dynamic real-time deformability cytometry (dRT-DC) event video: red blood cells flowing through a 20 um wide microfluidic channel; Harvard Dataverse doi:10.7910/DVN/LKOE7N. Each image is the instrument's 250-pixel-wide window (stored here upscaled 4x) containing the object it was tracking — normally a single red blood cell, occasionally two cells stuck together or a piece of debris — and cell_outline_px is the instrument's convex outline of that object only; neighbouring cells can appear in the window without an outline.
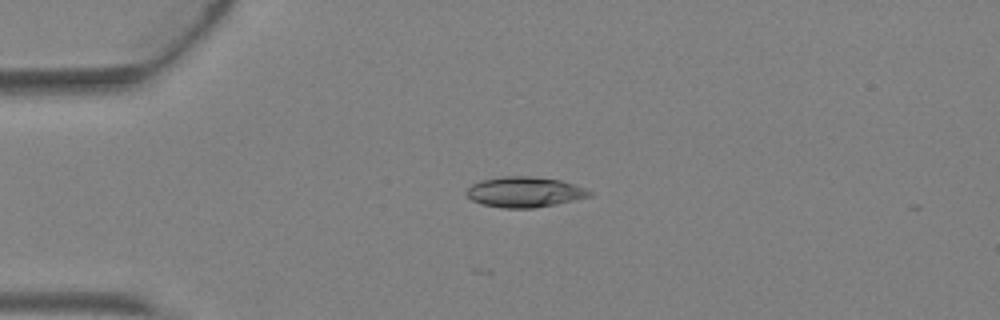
{"species": "Egyptian fruit bat (a non-hibernating species)", "species_latin": "Rousettus aegyptiacus", "temperature_condition": "warm", "stored_images_in_passage": 4, "camera_frame_rate_fps": 3000, "um_per_image_px": 0.085, "animal": {"sex": "female"}, "frame": {"image": 1, "passage_image": 3, "time_ms": 0.667, "image_size_px": [1000, 320], "cell_outline_px": [[592, 196], [556, 204], [532, 208], [504, 208], [484, 204], [472, 200], [468, 196], [468, 188], [472, 184], [480, 180], [504, 176], [532, 176], [560, 180], [584, 188], [592, 192]], "centroid_in_image_um": [44.6, 16.31], "position_along_channel_um": 40.4, "area_um2": 21.56}}
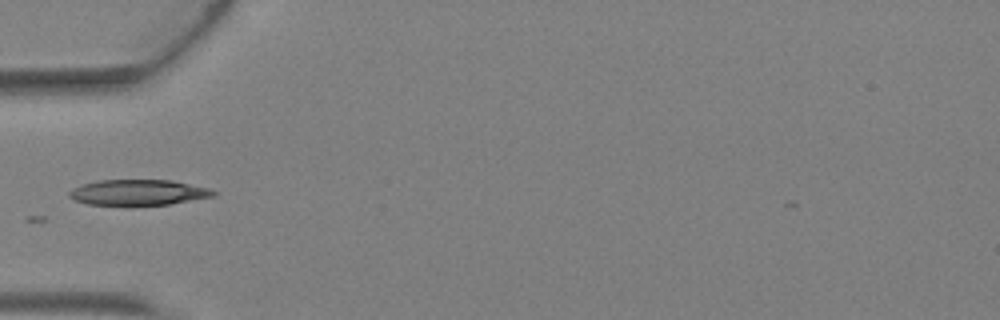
{"frame": {"image": 2, "passage_image": 4, "time_ms": 1.0, "image_size_px": [1000, 320], "cell_outline_px": [[216, 196], [168, 204], [132, 208], [88, 204], [72, 200], [68, 196], [68, 192], [72, 188], [84, 184], [100, 180], [172, 180], [208, 188], [216, 192]], "centroid_in_image_um": [11.7, 16.4], "position_along_channel_um": 73.3, "area_um2": 22.37}}